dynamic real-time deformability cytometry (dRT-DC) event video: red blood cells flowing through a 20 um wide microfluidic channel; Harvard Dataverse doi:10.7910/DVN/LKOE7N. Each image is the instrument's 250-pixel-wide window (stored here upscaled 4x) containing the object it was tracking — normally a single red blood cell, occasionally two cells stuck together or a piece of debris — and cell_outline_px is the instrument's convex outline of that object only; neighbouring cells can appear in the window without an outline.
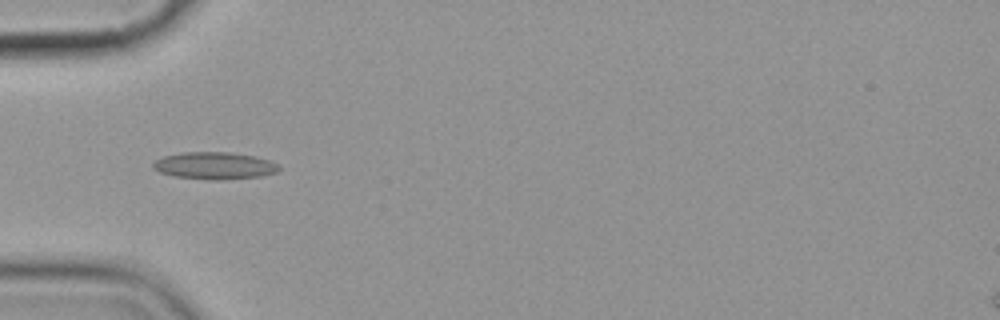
{"species": "common noctule bat (a hibernating species)", "species_latin": "Nyctalus noctula", "temperature_condition": "cold", "stored_images_in_passage": 15, "camera_frame_rate_fps": 3000, "um_per_image_px": 0.085, "animal": {"sex": "female", "body_mass_g": 19.9}, "frame": {"image": 1, "passage_image": 5, "time_ms": 5.667, "image_size_px": [1000, 320], "cell_outline_px": [[280, 168], [276, 172], [260, 176], [220, 180], [208, 180], [172, 176], [160, 172], [152, 168], [152, 164], [156, 160], [164, 156], [184, 152], [228, 152], [252, 156], [268, 160], [276, 164]], "centroid_in_image_um": [18.18, 14.09], "position_along_channel_um": 66.8, "area_um2": 19.77}}
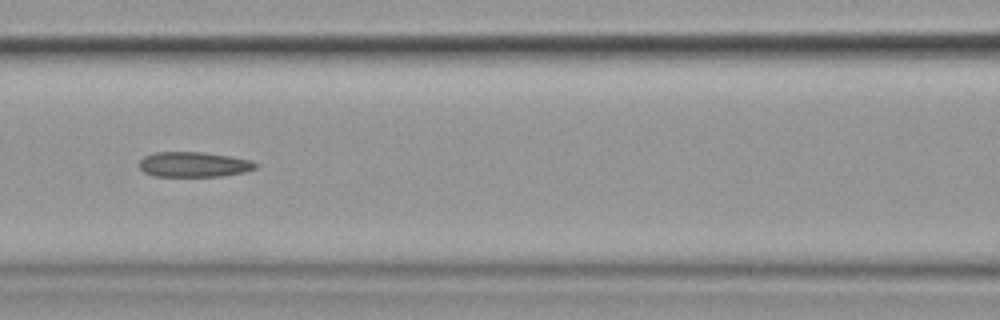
{"frame": {"image": 2, "passage_image": 7, "time_ms": 8.0, "image_size_px": [1000, 320], "cell_outline_px": [[260, 164], [256, 168], [244, 172], [220, 176], [152, 176], [144, 172], [140, 168], [140, 160], [144, 156], [156, 152], [204, 152], [252, 160]], "centroid_in_image_um": [16.49, 13.98], "position_along_channel_um": 150.1, "area_um2": 17.05}}
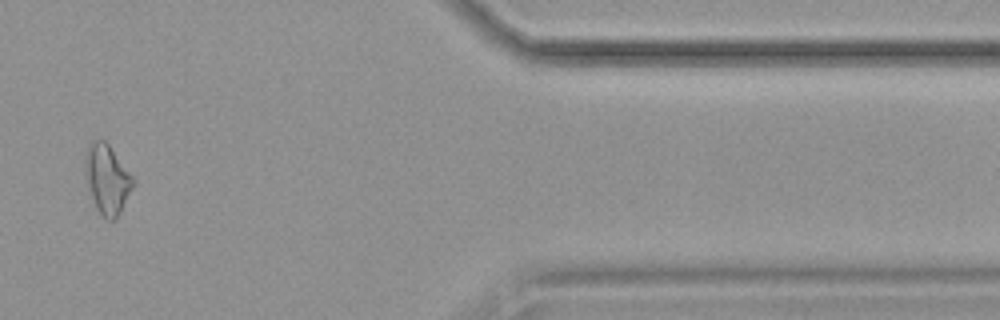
{"frame": {"image": 3, "passage_image": 13, "time_ms": 16.0, "image_size_px": [1000, 320], "cell_outline_px": [[132, 188], [116, 220], [108, 220], [96, 208], [84, 176], [84, 156], [88, 144], [92, 140], [104, 140], [108, 144], [132, 176]], "centroid_in_image_um": [9.05, 15.2], "position_along_channel_um": 402.3, "area_um2": 19.07}, "authors_computed_cell_mechanics": {"area_um2": 18.0336, "velocity_mm_per_s": 3.6164, "shape_relaxation_time_tau1_ms": null, "shape_relaxation_time_tau2_ms": 4.3303, "deformation_change_tau1": null, "deformation_change_tau2": 0.1247}}